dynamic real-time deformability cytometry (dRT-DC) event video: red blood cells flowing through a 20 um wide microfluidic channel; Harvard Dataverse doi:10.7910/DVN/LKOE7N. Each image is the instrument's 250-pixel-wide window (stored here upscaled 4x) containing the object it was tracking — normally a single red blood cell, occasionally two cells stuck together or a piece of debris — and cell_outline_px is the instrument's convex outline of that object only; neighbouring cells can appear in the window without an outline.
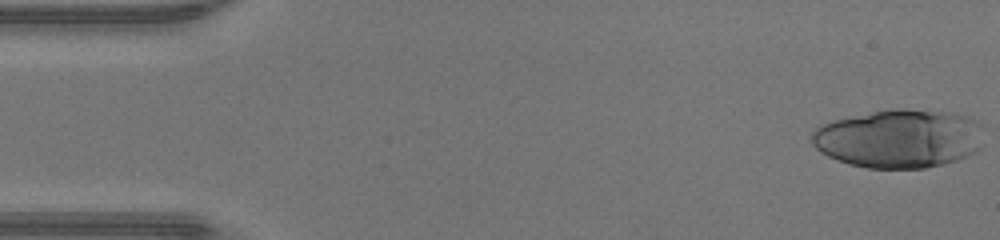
{"species": "human", "species_latin": "Homo sapiens", "temperature_condition": "warm", "stored_images_in_passage": 35, "camera_frame_rate_fps": 3000, "um_per_image_px": 0.085, "donor": {"sex": "male"}, "frame": {"image": 1, "passage_image": 1, "time_ms": 0.0, "image_size_px": [1000, 240], "cell_outline_px": [[984, 128], [980, 148], [976, 152], [968, 156], [944, 164], [924, 168], [868, 168], [848, 164], [836, 160], [820, 152], [812, 144], [812, 132], [820, 124], [832, 120], [872, 112], [896, 108], [904, 108], [956, 112], [968, 116], [976, 120]], "centroid_in_image_um": [76.45, 11.77], "position_along_channel_um": 8.5, "area_um2": 59.53}}
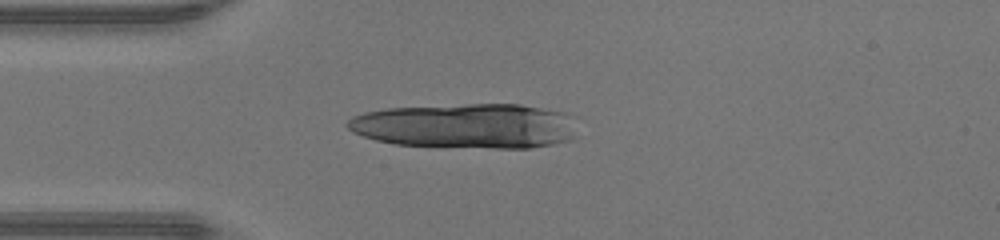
{"frame": {"image": 2, "passage_image": 12, "time_ms": 3.667, "image_size_px": [1000, 240], "cell_outline_px": [[572, 140], [552, 144], [528, 148], [496, 148], [396, 144], [376, 140], [352, 132], [344, 124], [352, 116], [364, 112], [388, 108], [468, 104], [520, 104], [564, 112], [568, 116]], "centroid_in_image_um": [39.52, 10.7], "position_along_channel_um": 45.5, "area_um2": 59.48}}
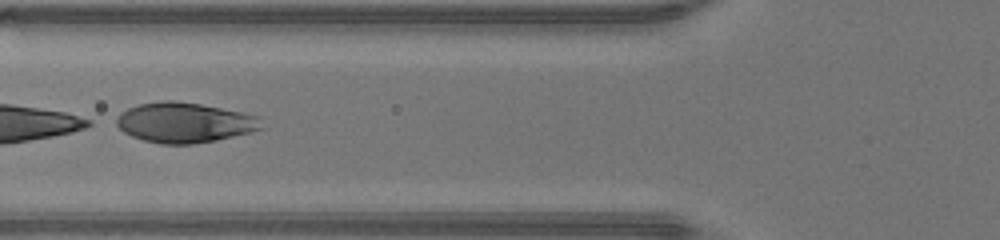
{"frame": {"image": 3, "passage_image": 18, "time_ms": 5.667, "image_size_px": [1000, 240], "cell_outline_px": [[264, 128], [252, 132], [216, 140], [192, 144], [160, 144], [144, 140], [132, 136], [124, 132], [116, 124], [116, 116], [120, 112], [136, 104], [164, 100], [176, 100], [200, 104], [244, 112], [260, 116]], "centroid_in_image_um": [15.7, 10.41], "position_along_channel_um": 110.1, "area_um2": 34.28}}